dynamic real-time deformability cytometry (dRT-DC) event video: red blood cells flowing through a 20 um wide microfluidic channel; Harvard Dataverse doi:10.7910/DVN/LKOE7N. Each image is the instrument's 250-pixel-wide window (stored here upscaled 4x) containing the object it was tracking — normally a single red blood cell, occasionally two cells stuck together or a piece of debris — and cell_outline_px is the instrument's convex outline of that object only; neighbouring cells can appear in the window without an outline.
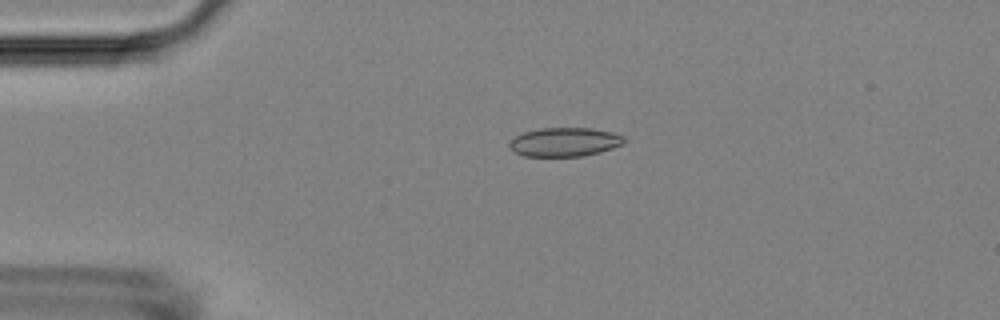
{"species": "Egyptian fruit bat (a non-hibernating species)", "species_latin": "Rousettus aegyptiacus", "temperature_condition": "room temperature", "stored_images_in_passage": 4, "camera_frame_rate_fps": 3000, "um_per_image_px": 0.085, "animal": {"sex": "female"}, "frame": {"image": 1, "passage_image": 4, "time_ms": 1.0, "image_size_px": [1000, 320], "cell_outline_px": [[624, 144], [600, 152], [584, 156], [524, 156], [516, 152], [508, 144], [516, 136], [524, 132], [540, 128], [592, 128], [612, 132], [624, 136]], "centroid_in_image_um": [48.03, 12.07], "position_along_channel_um": 37.0, "area_um2": 19.19}}